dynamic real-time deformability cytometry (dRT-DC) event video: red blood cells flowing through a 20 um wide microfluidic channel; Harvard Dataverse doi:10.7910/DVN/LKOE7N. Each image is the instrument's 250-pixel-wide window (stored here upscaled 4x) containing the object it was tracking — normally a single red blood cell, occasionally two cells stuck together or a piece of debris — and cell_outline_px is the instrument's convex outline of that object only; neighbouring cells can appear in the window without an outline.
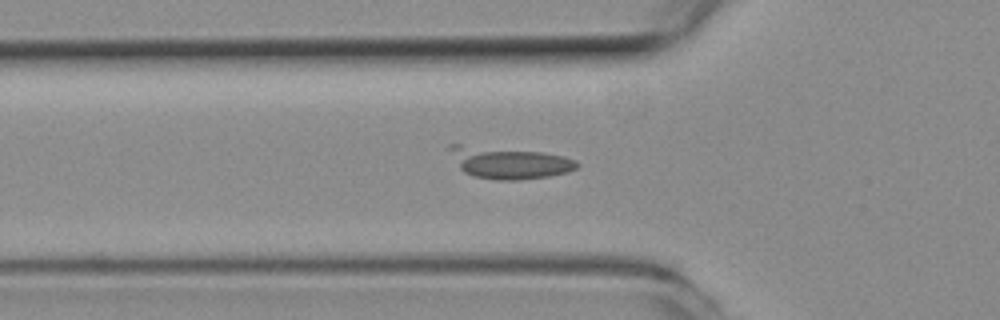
{"species": "common noctule bat (a hibernating species)", "species_latin": "Nyctalus noctula", "temperature_condition": "room temperature", "stored_images_in_passage": 32, "camera_frame_rate_fps": 3000, "um_per_image_px": 0.085, "animal": {"sex": "female", "body_mass_g": 19.3, "forearm_length_mm": 54.1}, "frame": {"image": 1, "passage_image": 2, "time_ms": 0.333, "image_size_px": [1000, 320], "cell_outline_px": [[580, 164], [576, 168], [568, 172], [548, 176], [520, 180], [496, 180], [472, 176], [464, 172], [460, 168], [448, 148], [448, 144], [460, 144], [540, 152], [564, 156], [576, 160]], "centroid_in_image_um": [43.27, 13.83], "position_along_channel_um": 82.5, "area_um2": 23.41}}
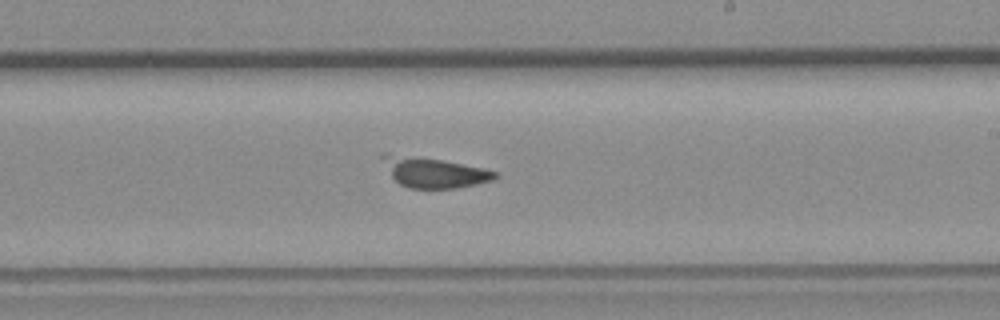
{"frame": {"image": 2, "passage_image": 15, "time_ms": 4.667, "image_size_px": [1000, 320], "cell_outline_px": [[500, 176], [492, 180], [476, 184], [456, 188], [408, 188], [400, 184], [392, 176], [380, 156], [380, 152], [388, 152], [440, 160], [484, 168], [496, 172]], "centroid_in_image_um": [36.86, 14.64], "position_along_channel_um": 252.1, "area_um2": 19.65}}
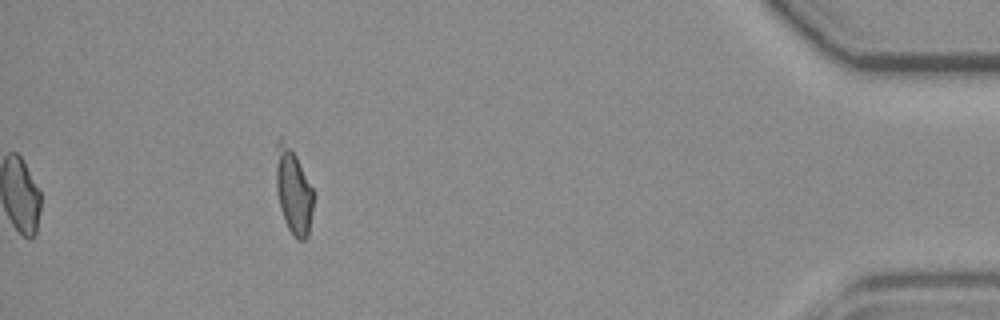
{"frame": {"image": 3, "passage_image": 32, "time_ms": 10.333, "image_size_px": [1000, 320], "cell_outline_px": [[312, 212], [308, 236], [304, 240], [300, 240], [292, 236], [284, 220], [280, 208], [276, 188], [276, 140], [280, 136], [296, 156], [312, 188]], "centroid_in_image_um": [24.91, 16.28], "position_along_channel_um": 410.3, "area_um2": 18.38}}